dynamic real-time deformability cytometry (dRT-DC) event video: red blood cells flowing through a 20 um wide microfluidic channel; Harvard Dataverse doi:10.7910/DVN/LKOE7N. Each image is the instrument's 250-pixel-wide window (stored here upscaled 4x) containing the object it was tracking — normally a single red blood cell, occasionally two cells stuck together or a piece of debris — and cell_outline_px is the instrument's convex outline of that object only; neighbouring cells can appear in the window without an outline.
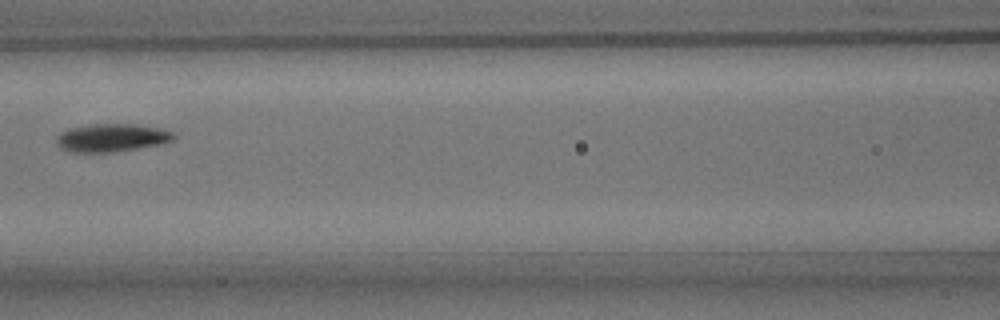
{"species": "common noctule bat (a hibernating species)", "species_latin": "Nyctalus noctula", "temperature_condition": "room temperature", "stored_images_in_passage": 6, "camera_frame_rate_fps": 3000, "um_per_image_px": 0.085, "animal": {"sex": "male", "body_mass_g": 15.6}, "frame": {"image": 1, "passage_image": 5, "time_ms": 5.333, "image_size_px": [1000, 320], "cell_outline_px": [[176, 136], [172, 140], [160, 144], [112, 152], [76, 152], [60, 148], [56, 144], [56, 136], [60, 132], [68, 128], [88, 124], [132, 124], [156, 128], [172, 132]], "centroid_in_image_um": [9.42, 11.7], "position_along_channel_um": 157.2, "area_um2": 18.96}}
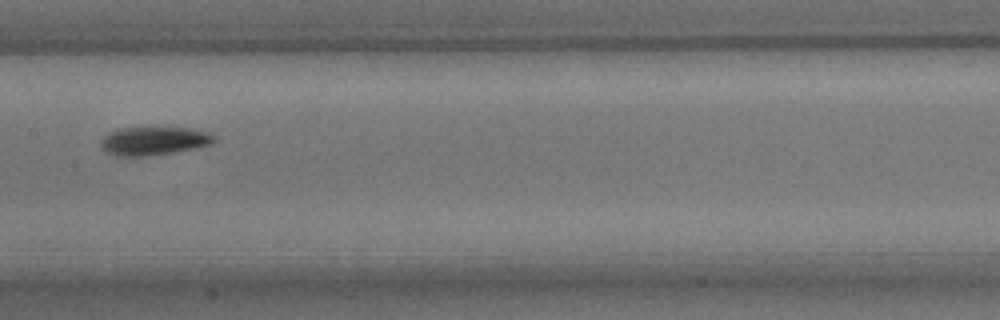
{"frame": {"image": 2, "passage_image": 6, "time_ms": 6.333, "image_size_px": [1000, 320], "cell_outline_px": [[216, 140], [212, 144], [196, 148], [148, 156], [116, 156], [104, 152], [100, 144], [104, 136], [108, 132], [120, 128], [192, 128], [208, 132], [216, 136]], "centroid_in_image_um": [13.08, 11.98], "position_along_channel_um": 194.3, "area_um2": 18.84}}